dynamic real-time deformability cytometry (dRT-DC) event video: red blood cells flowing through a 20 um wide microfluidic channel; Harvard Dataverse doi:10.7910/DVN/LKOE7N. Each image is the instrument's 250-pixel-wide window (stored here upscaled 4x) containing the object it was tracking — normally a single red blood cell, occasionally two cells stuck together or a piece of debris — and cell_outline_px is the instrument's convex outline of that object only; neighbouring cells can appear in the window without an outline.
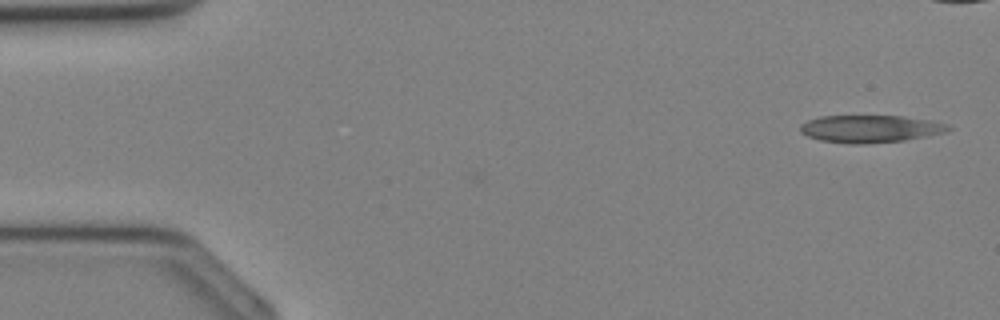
{"species": "Egyptian fruit bat (a non-hibernating species)", "species_latin": "Rousettus aegyptiacus", "temperature_condition": "cold", "stored_images_in_passage": 3, "camera_frame_rate_fps": 3000, "um_per_image_px": 0.085, "animal": {"sex": "female"}, "frame": {"image": 1, "passage_image": 1, "time_ms": 0.0, "image_size_px": [1000, 320], "cell_outline_px": [[952, 128], [948, 132], [928, 136], [904, 140], [864, 144], [856, 144], [820, 140], [808, 136], [800, 132], [800, 124], [808, 120], [820, 116], [904, 116], [932, 120], [948, 124]], "centroid_in_image_um": [74.02, 10.94], "position_along_channel_um": 11.0, "area_um2": 23.76}}